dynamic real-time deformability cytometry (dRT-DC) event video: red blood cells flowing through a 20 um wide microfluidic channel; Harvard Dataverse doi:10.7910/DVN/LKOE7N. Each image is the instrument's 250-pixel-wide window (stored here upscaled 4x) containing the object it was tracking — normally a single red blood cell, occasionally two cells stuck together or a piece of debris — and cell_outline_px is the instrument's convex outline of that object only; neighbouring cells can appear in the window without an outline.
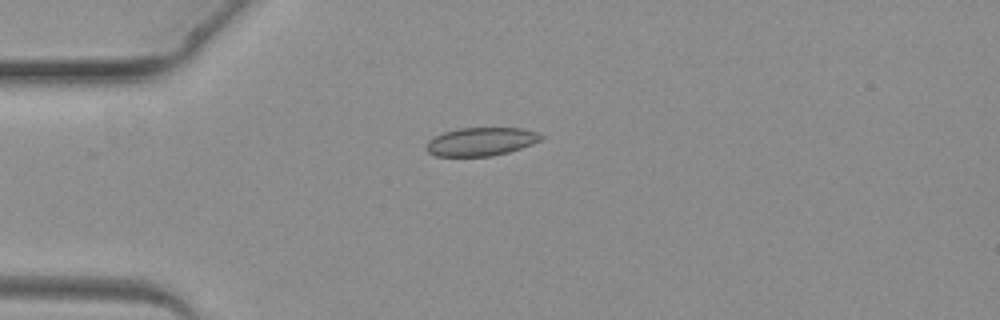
{"species": "common noctule bat (a hibernating species)", "species_latin": "Nyctalus noctula", "temperature_condition": "warm", "stored_images_in_passage": 3, "camera_frame_rate_fps": 3000, "um_per_image_px": 0.085, "animal": {"sex": "female", "body_mass_g": 19.3, "forearm_length_mm": 54.1}, "frame": {"image": 1, "passage_image": 3, "time_ms": 2.333, "image_size_px": [1000, 320], "cell_outline_px": [[544, 136], [540, 140], [532, 144], [508, 152], [492, 156], [436, 156], [428, 152], [424, 148], [428, 140], [444, 132], [460, 128], [524, 128], [536, 132]], "centroid_in_image_um": [40.87, 12.04], "position_along_channel_um": 44.1, "area_um2": 18.9}}